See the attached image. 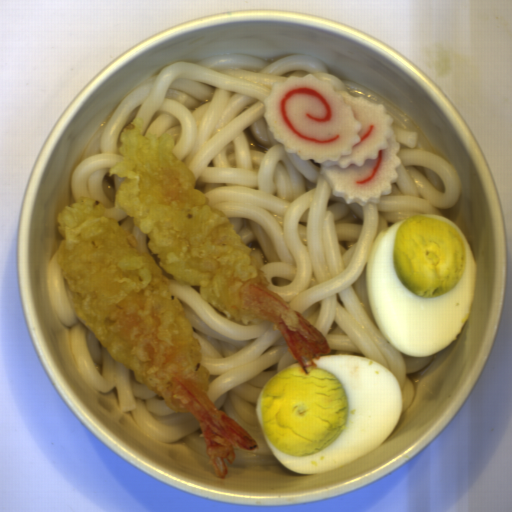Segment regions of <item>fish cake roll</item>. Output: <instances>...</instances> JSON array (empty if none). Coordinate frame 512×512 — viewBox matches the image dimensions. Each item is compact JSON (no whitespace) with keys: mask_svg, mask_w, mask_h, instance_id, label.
I'll return each instance as SVG.
<instances>
[{"mask_svg":"<svg viewBox=\"0 0 512 512\" xmlns=\"http://www.w3.org/2000/svg\"><path fill=\"white\" fill-rule=\"evenodd\" d=\"M263 119L285 153L320 165L319 173L345 205H379L393 193L402 159L386 104L336 91L312 73L271 84Z\"/></svg>","mask_w":512,"mask_h":512,"instance_id":"obj_1","label":"fish cake roll"}]
</instances>
